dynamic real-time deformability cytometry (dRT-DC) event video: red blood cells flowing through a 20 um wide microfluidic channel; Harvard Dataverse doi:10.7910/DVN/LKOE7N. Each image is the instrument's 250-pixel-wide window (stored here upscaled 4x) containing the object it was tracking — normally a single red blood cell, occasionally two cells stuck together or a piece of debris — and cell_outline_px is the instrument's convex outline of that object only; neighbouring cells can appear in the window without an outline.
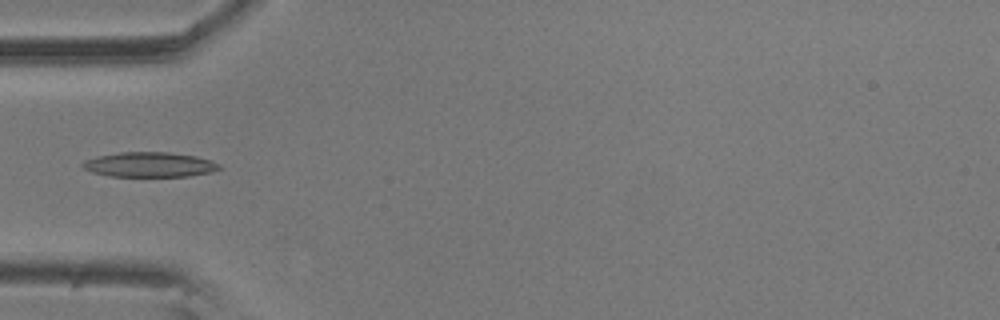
{"species": "common noctule bat (a hibernating species)", "species_latin": "Nyctalus noctula", "temperature_condition": "room temperature", "stored_images_in_passage": 40, "camera_frame_rate_fps": 3000, "um_per_image_px": 0.085, "animal": {"sex": "male", "body_mass_g": 20.5, "forearm_length_mm": 52.5}, "frame": {"image": 1, "passage_image": 1, "time_ms": 0.0, "image_size_px": [1000, 320], "cell_outline_px": [[220, 168], [208, 172], [188, 176], [108, 176], [92, 172], [84, 168], [80, 164], [84, 160], [96, 156], [120, 152], [168, 152], [196, 156], [212, 160], [220, 164]], "centroid_in_image_um": [12.67, 13.98], "position_along_channel_um": 72.3, "area_um2": 19.77}}
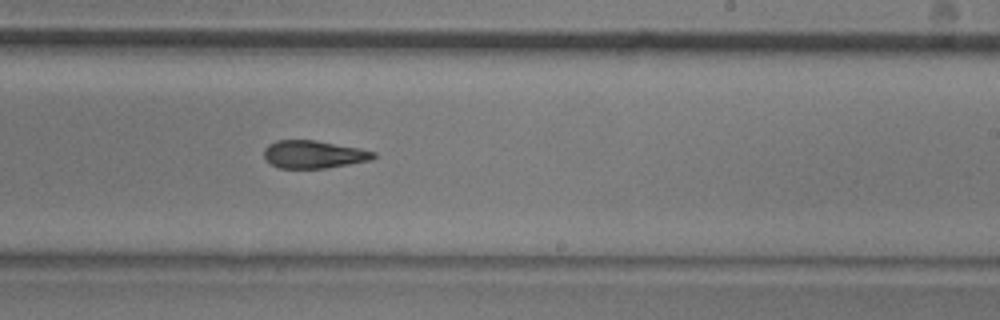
{"frame": {"image": 2, "passage_image": 17, "time_ms": 5.333, "image_size_px": [1000, 320], "cell_outline_px": [[376, 156], [372, 160], [324, 168], [280, 168], [272, 164], [264, 156], [264, 148], [268, 144], [276, 140], [316, 140], [360, 148], [376, 152]], "centroid_in_image_um": [26.68, 13.11], "position_along_channel_um": 262.3, "area_um2": 17.69}}
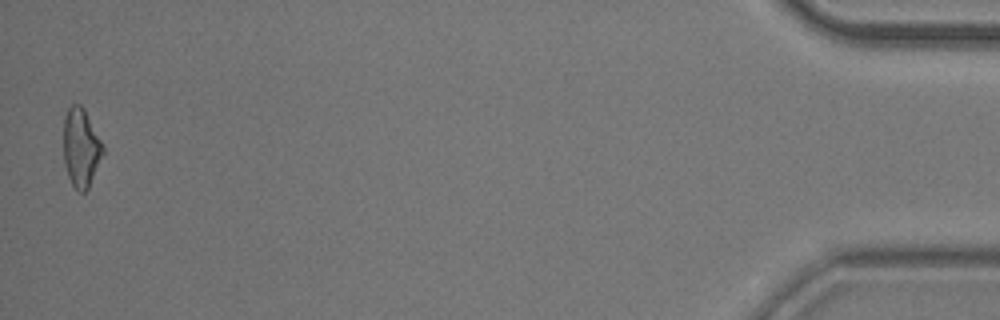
{"frame": {"image": 3, "passage_image": 39, "time_ms": 12.667, "image_size_px": [1000, 320], "cell_outline_px": [[104, 152], [88, 188], [84, 192], [80, 192], [72, 184], [68, 176], [64, 164], [64, 116], [68, 108], [72, 104], [80, 104], [84, 108], [104, 144]], "centroid_in_image_um": [6.89, 12.52], "position_along_channel_um": 428.3, "area_um2": 18.09}}